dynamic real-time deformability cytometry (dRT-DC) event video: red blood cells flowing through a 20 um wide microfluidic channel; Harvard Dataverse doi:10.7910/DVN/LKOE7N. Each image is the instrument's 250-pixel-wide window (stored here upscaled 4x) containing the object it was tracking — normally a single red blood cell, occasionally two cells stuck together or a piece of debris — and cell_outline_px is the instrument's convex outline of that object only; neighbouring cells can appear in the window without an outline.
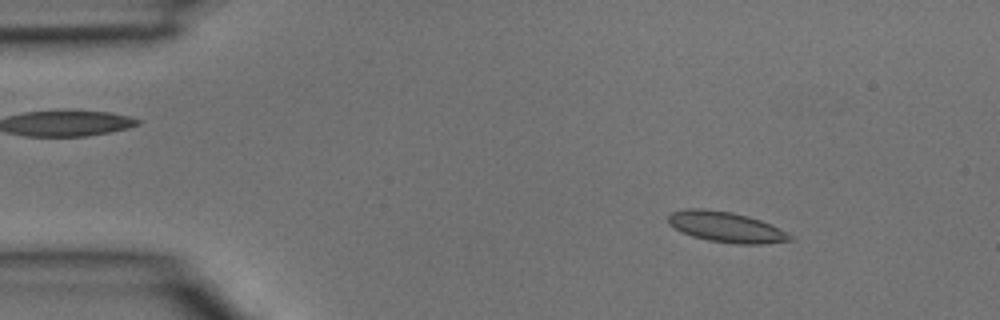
{"species": "common noctule bat (a hibernating species)", "species_latin": "Nyctalus noctula", "temperature_condition": "room temperature", "stored_images_in_passage": 7, "camera_frame_rate_fps": 3000, "um_per_image_px": 0.085, "animal": {"sex": "male", "body_mass_g": 15.6}, "frame": {"image": 1, "passage_image": 2, "time_ms": 0.333, "image_size_px": [1000, 320], "cell_outline_px": [[792, 240], [764, 244], [736, 244], [708, 240], [692, 236], [668, 224], [668, 216], [672, 212], [688, 208], [700, 208], [732, 212], [748, 216], [772, 224], [788, 232], [792, 236]], "centroid_in_image_um": [61.75, 19.29], "position_along_channel_um": 23.3, "area_um2": 21.62}}
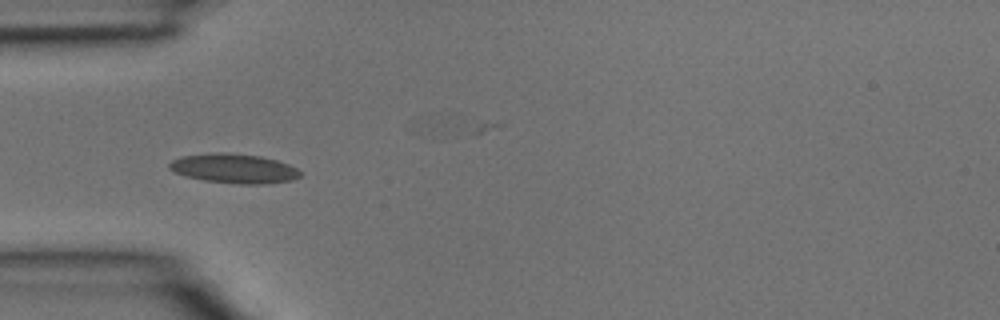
{"frame": {"image": 2, "passage_image": 4, "time_ms": 1.0, "image_size_px": [1000, 320], "cell_outline_px": [[300, 176], [292, 180], [260, 184], [236, 184], [204, 180], [184, 176], [168, 168], [168, 164], [172, 160], [180, 156], [220, 152], [260, 156], [276, 160], [288, 164], [296, 168], [300, 172]], "centroid_in_image_um": [19.86, 14.32], "position_along_channel_um": 65.1, "area_um2": 22.31}}